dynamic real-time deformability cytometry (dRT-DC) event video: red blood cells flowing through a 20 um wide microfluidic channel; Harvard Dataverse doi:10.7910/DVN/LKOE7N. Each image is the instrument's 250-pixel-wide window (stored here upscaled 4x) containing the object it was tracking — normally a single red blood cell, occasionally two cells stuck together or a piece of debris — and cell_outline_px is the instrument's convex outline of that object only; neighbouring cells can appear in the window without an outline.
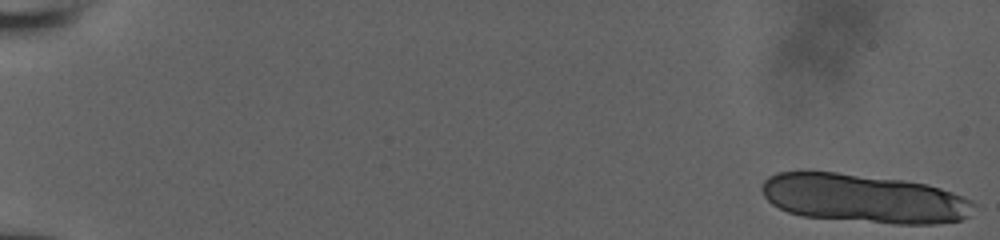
{"species": "human", "species_latin": "Homo sapiens", "temperature_condition": "room temperature", "stored_images_in_passage": 17, "camera_frame_rate_fps": 3000, "um_per_image_px": 0.085, "donor": {"sex": "male"}, "frame": {"image": 1, "passage_image": 1, "time_ms": 0.0, "image_size_px": [1000, 240], "cell_outline_px": [[976, 204], [968, 216], [960, 220], [932, 224], [896, 224], [804, 216], [788, 212], [772, 204], [764, 196], [760, 188], [764, 180], [768, 176], [776, 172], [836, 172], [904, 180], [928, 184], [964, 196], [972, 200]], "centroid_in_image_um": [73.44, 16.86], "position_along_channel_um": 11.6, "area_um2": 60.23}}